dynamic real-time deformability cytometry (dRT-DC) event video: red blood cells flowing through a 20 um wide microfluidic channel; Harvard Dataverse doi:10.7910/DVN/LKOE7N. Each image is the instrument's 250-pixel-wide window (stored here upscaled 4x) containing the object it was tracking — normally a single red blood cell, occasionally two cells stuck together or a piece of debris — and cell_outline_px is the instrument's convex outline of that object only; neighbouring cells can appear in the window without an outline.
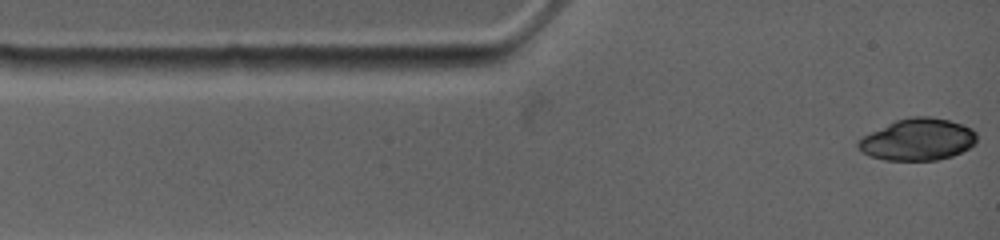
{"species": "common noctule bat (a hibernating species)", "species_latin": "Nyctalus noctula", "temperature_condition": "warm", "stored_images_in_passage": 9, "camera_frame_rate_fps": 4500, "um_per_image_px": 0.085, "animal": {"sex": "female", "body_mass_g": 19.0, "forearm_length_mm": 53.3}, "frame": {"image": 1, "passage_image": 1, "time_ms": 0.0, "image_size_px": [1000, 240], "cell_outline_px": [[976, 144], [952, 156], [936, 160], [884, 160], [868, 156], [856, 148], [856, 140], [896, 120], [912, 116], [928, 116], [948, 120], [972, 128], [976, 132]], "centroid_in_image_um": [77.99, 11.87], "position_along_channel_um": 7.0, "area_um2": 28.9}}